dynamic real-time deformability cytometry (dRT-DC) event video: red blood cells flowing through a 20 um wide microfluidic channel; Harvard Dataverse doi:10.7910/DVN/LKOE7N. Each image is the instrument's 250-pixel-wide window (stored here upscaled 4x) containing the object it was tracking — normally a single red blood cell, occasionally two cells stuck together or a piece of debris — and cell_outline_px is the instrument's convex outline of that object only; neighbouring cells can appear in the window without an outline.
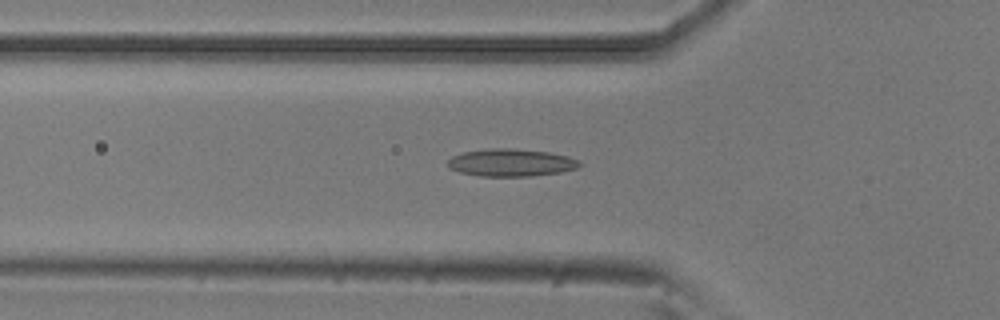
{"species": "common noctule bat (a hibernating species)", "species_latin": "Nyctalus noctula", "temperature_condition": "room temperature", "stored_images_in_passage": 45, "camera_frame_rate_fps": 3000, "um_per_image_px": 0.085, "animal": {"sex": "male", "body_mass_g": 20.5, "forearm_length_mm": 52.5}, "frame": {"image": 1, "passage_image": 10, "time_ms": 3.0, "image_size_px": [1000, 320], "cell_outline_px": [[580, 164], [576, 168], [560, 172], [532, 176], [480, 176], [460, 172], [448, 168], [448, 160], [452, 156], [464, 152], [492, 148], [512, 148], [548, 152], [568, 156], [576, 160]], "centroid_in_image_um": [43.4, 13.82], "position_along_channel_um": 82.4, "area_um2": 20.92}}
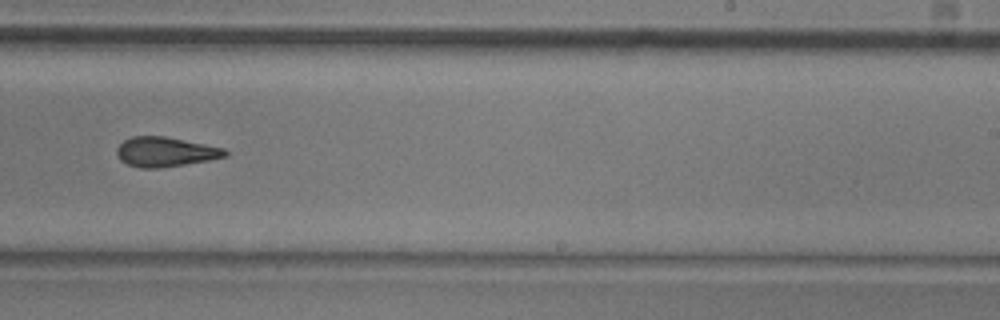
{"frame": {"image": 2, "passage_image": 25, "time_ms": 8.0, "image_size_px": [1000, 320], "cell_outline_px": [[228, 156], [208, 160], [160, 168], [140, 168], [128, 164], [120, 160], [116, 152], [116, 148], [124, 140], [132, 136], [164, 136], [224, 148], [228, 152]], "centroid_in_image_um": [14.03, 12.91], "position_along_channel_um": 275.0, "area_um2": 18.61}}
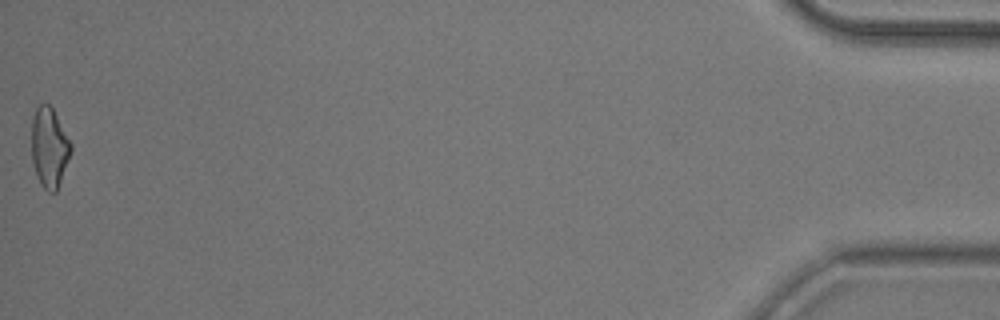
{"frame": {"image": 3, "passage_image": 45, "time_ms": 14.667, "image_size_px": [1000, 320], "cell_outline_px": [[72, 152], [56, 192], [48, 192], [40, 184], [36, 176], [32, 160], [32, 116], [36, 108], [40, 104], [48, 104], [52, 108], [72, 144]], "centroid_in_image_um": [4.19, 12.56], "position_along_channel_um": 431.0, "area_um2": 18.32}, "authors_computed_cell_mechanics": {"area_um2": 18.785, "velocity_mm_per_s": 3.8277, "shape_relaxation_time_tau1_ms": null, "shape_relaxation_time_tau2_ms": 3.1861, "deformation_change_tau1": null, "deformation_change_tau2": 0.1235}}